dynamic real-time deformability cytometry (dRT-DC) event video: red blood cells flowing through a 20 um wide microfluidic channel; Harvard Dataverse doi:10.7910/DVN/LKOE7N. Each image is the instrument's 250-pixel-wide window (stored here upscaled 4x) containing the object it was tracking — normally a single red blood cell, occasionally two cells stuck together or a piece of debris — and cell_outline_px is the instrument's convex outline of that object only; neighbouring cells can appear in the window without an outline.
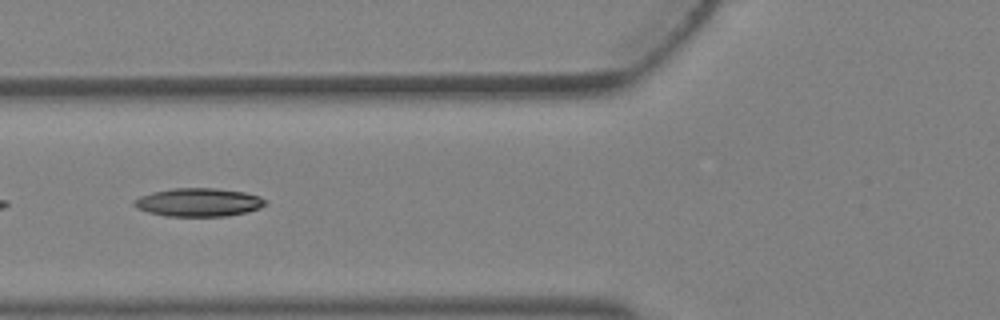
{"species": "Egyptian fruit bat (a non-hibernating species)", "species_latin": "Rousettus aegyptiacus", "temperature_condition": "warm", "stored_images_in_passage": 7, "camera_frame_rate_fps": 3000, "um_per_image_px": 0.085, "animal": {"sex": "female"}, "frame": {"image": 1, "passage_image": 6, "time_ms": 1.667, "image_size_px": [1000, 320], "cell_outline_px": [[268, 204], [260, 208], [244, 212], [224, 216], [168, 216], [148, 212], [136, 208], [132, 204], [132, 200], [140, 196], [152, 192], [172, 188], [216, 188], [244, 192], [260, 196], [268, 200]], "centroid_in_image_um": [16.87, 17.19], "position_along_channel_um": 108.9, "area_um2": 21.79}}
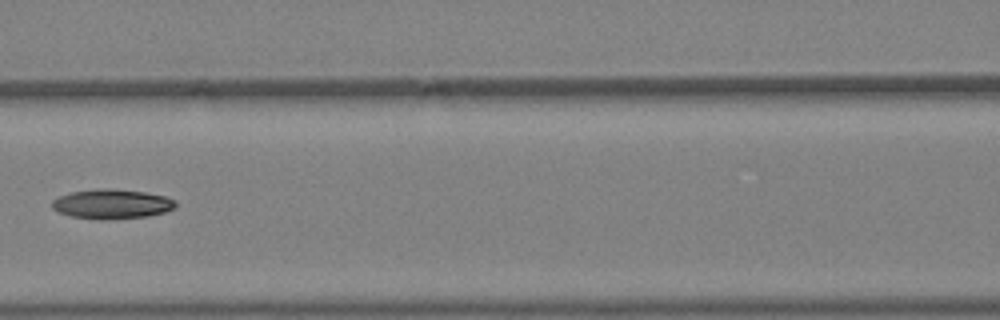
{"frame": {"image": 2, "passage_image": 7, "time_ms": 2.0, "image_size_px": [1000, 320], "cell_outline_px": [[176, 208], [164, 212], [148, 216], [104, 220], [96, 220], [72, 216], [56, 212], [52, 208], [52, 200], [60, 196], [72, 192], [104, 188], [144, 192], [164, 196], [176, 200]], "centroid_in_image_um": [9.5, 17.36], "position_along_channel_um": 157.1, "area_um2": 21.27}}